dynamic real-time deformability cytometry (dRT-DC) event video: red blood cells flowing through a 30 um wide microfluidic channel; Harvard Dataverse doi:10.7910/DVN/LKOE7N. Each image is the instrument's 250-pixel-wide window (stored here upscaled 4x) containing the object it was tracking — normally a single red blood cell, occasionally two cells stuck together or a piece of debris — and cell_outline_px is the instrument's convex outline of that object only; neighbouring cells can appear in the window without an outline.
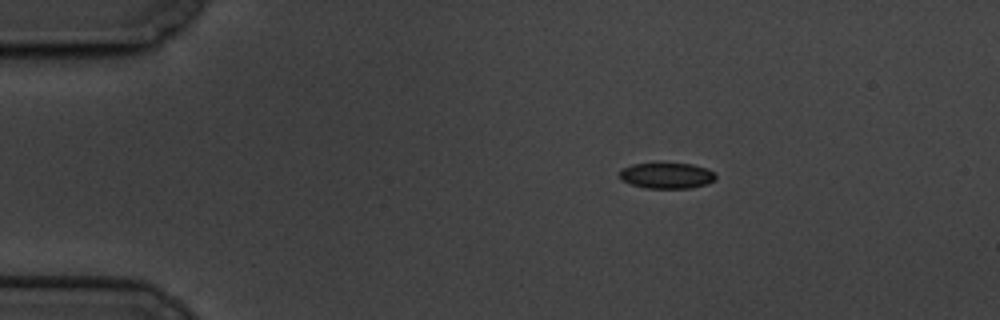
{"species": "common noctule bat (a hibernating species)", "species_latin": "Nyctalus noctula", "temperature_condition": "cold", "stored_images_in_passage": 51, "camera_frame_rate_fps": 3000, "um_per_image_px": 0.085, "animal": {"sex": "male", "body_mass_g": 19.5, "forearm_length_mm": 54.6}, "frame": {"image": 1, "passage_image": 1, "time_ms": 0.0, "image_size_px": [1000, 320], "cell_outline_px": [[716, 180], [708, 184], [692, 188], [648, 188], [632, 184], [624, 180], [620, 176], [620, 172], [624, 168], [632, 164], [692, 164], [708, 168], [716, 172]], "centroid_in_image_um": [56.78, 14.93], "position_along_channel_um": 28.2, "area_um2": 14.33}}
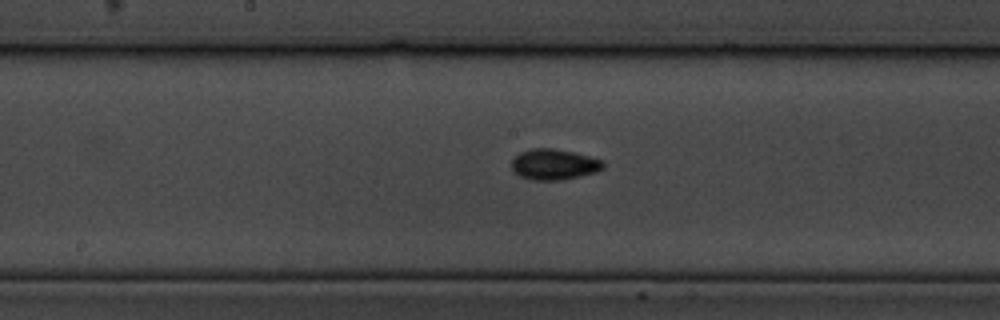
{"frame": {"image": 2, "passage_image": 22, "time_ms": 7.0, "image_size_px": [1000, 320], "cell_outline_px": [[604, 168], [596, 172], [580, 176], [560, 180], [532, 180], [520, 176], [512, 172], [512, 160], [520, 152], [532, 148], [552, 148], [572, 152], [604, 160]], "centroid_in_image_um": [47.09, 13.98], "position_along_channel_um": 201.1, "area_um2": 16.42}}
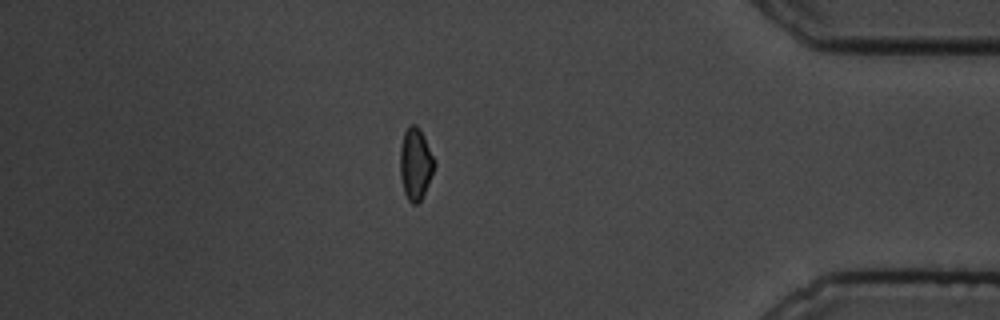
{"frame": {"image": 3, "passage_image": 43, "time_ms": 14.0, "image_size_px": [1000, 320], "cell_outline_px": [[436, 164], [428, 184], [420, 200], [416, 204], [412, 204], [408, 200], [404, 192], [400, 176], [400, 148], [404, 132], [412, 124], [416, 124], [420, 128], [436, 160]], "centroid_in_image_um": [35.32, 13.91], "position_along_channel_um": 399.9, "area_um2": 14.39}, "authors_computed_cell_mechanics": {"area_um2": 14.5656, "velocity_mm_per_s": 3.32, "shape_relaxation_time_tau1_ms": 1.917, "shape_relaxation_time_tau2_ms": 8.8239, "deformation_change_tau1": 0.0775, "deformation_change_tau2": 0.0992}}